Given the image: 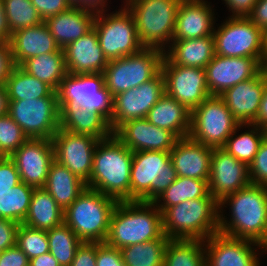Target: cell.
I'll use <instances>...</instances> for the list:
<instances>
[{
    "label": "cell",
    "mask_w": 267,
    "mask_h": 266,
    "mask_svg": "<svg viewBox=\"0 0 267 266\" xmlns=\"http://www.w3.org/2000/svg\"><path fill=\"white\" fill-rule=\"evenodd\" d=\"M212 152L213 148L189 136L179 138L170 151L177 176L209 181Z\"/></svg>",
    "instance_id": "23"
},
{
    "label": "cell",
    "mask_w": 267,
    "mask_h": 266,
    "mask_svg": "<svg viewBox=\"0 0 267 266\" xmlns=\"http://www.w3.org/2000/svg\"><path fill=\"white\" fill-rule=\"evenodd\" d=\"M80 105L90 112H99L108 121L111 120L113 114V97L87 98Z\"/></svg>",
    "instance_id": "49"
},
{
    "label": "cell",
    "mask_w": 267,
    "mask_h": 266,
    "mask_svg": "<svg viewBox=\"0 0 267 266\" xmlns=\"http://www.w3.org/2000/svg\"><path fill=\"white\" fill-rule=\"evenodd\" d=\"M11 35L3 0H0V42L9 43Z\"/></svg>",
    "instance_id": "55"
},
{
    "label": "cell",
    "mask_w": 267,
    "mask_h": 266,
    "mask_svg": "<svg viewBox=\"0 0 267 266\" xmlns=\"http://www.w3.org/2000/svg\"><path fill=\"white\" fill-rule=\"evenodd\" d=\"M165 93V78L160 72L155 78L138 87L113 96V114L109 121L111 130L114 132L131 119L146 118L149 110Z\"/></svg>",
    "instance_id": "14"
},
{
    "label": "cell",
    "mask_w": 267,
    "mask_h": 266,
    "mask_svg": "<svg viewBox=\"0 0 267 266\" xmlns=\"http://www.w3.org/2000/svg\"><path fill=\"white\" fill-rule=\"evenodd\" d=\"M176 178L170 152H133L130 201L155 202Z\"/></svg>",
    "instance_id": "7"
},
{
    "label": "cell",
    "mask_w": 267,
    "mask_h": 266,
    "mask_svg": "<svg viewBox=\"0 0 267 266\" xmlns=\"http://www.w3.org/2000/svg\"><path fill=\"white\" fill-rule=\"evenodd\" d=\"M257 244H258L257 248L262 249V251L265 250L263 252L267 251V225L262 239Z\"/></svg>",
    "instance_id": "60"
},
{
    "label": "cell",
    "mask_w": 267,
    "mask_h": 266,
    "mask_svg": "<svg viewBox=\"0 0 267 266\" xmlns=\"http://www.w3.org/2000/svg\"><path fill=\"white\" fill-rule=\"evenodd\" d=\"M0 266H29L27 255L17 246L0 252Z\"/></svg>",
    "instance_id": "51"
},
{
    "label": "cell",
    "mask_w": 267,
    "mask_h": 266,
    "mask_svg": "<svg viewBox=\"0 0 267 266\" xmlns=\"http://www.w3.org/2000/svg\"><path fill=\"white\" fill-rule=\"evenodd\" d=\"M9 112V97L5 85H0V117Z\"/></svg>",
    "instance_id": "59"
},
{
    "label": "cell",
    "mask_w": 267,
    "mask_h": 266,
    "mask_svg": "<svg viewBox=\"0 0 267 266\" xmlns=\"http://www.w3.org/2000/svg\"><path fill=\"white\" fill-rule=\"evenodd\" d=\"M156 239H168L163 231L162 213L154 202L118 201L110 218L105 243L121 249Z\"/></svg>",
    "instance_id": "1"
},
{
    "label": "cell",
    "mask_w": 267,
    "mask_h": 266,
    "mask_svg": "<svg viewBox=\"0 0 267 266\" xmlns=\"http://www.w3.org/2000/svg\"><path fill=\"white\" fill-rule=\"evenodd\" d=\"M210 194L220 202L251 184L249 167L222 148H213L209 177Z\"/></svg>",
    "instance_id": "17"
},
{
    "label": "cell",
    "mask_w": 267,
    "mask_h": 266,
    "mask_svg": "<svg viewBox=\"0 0 267 266\" xmlns=\"http://www.w3.org/2000/svg\"><path fill=\"white\" fill-rule=\"evenodd\" d=\"M70 266H96V242H82Z\"/></svg>",
    "instance_id": "50"
},
{
    "label": "cell",
    "mask_w": 267,
    "mask_h": 266,
    "mask_svg": "<svg viewBox=\"0 0 267 266\" xmlns=\"http://www.w3.org/2000/svg\"><path fill=\"white\" fill-rule=\"evenodd\" d=\"M106 15L105 10L98 11L93 27L107 61L134 55L144 49L133 15L126 6Z\"/></svg>",
    "instance_id": "9"
},
{
    "label": "cell",
    "mask_w": 267,
    "mask_h": 266,
    "mask_svg": "<svg viewBox=\"0 0 267 266\" xmlns=\"http://www.w3.org/2000/svg\"><path fill=\"white\" fill-rule=\"evenodd\" d=\"M21 182L19 172L10 157L0 159V194Z\"/></svg>",
    "instance_id": "45"
},
{
    "label": "cell",
    "mask_w": 267,
    "mask_h": 266,
    "mask_svg": "<svg viewBox=\"0 0 267 266\" xmlns=\"http://www.w3.org/2000/svg\"><path fill=\"white\" fill-rule=\"evenodd\" d=\"M15 65L20 66L25 60L41 54L56 52V44L45 22L12 33L9 41Z\"/></svg>",
    "instance_id": "26"
},
{
    "label": "cell",
    "mask_w": 267,
    "mask_h": 266,
    "mask_svg": "<svg viewBox=\"0 0 267 266\" xmlns=\"http://www.w3.org/2000/svg\"><path fill=\"white\" fill-rule=\"evenodd\" d=\"M29 266H61L58 260L50 253L36 256L29 260Z\"/></svg>",
    "instance_id": "58"
},
{
    "label": "cell",
    "mask_w": 267,
    "mask_h": 266,
    "mask_svg": "<svg viewBox=\"0 0 267 266\" xmlns=\"http://www.w3.org/2000/svg\"><path fill=\"white\" fill-rule=\"evenodd\" d=\"M263 68L267 70V32H265Z\"/></svg>",
    "instance_id": "61"
},
{
    "label": "cell",
    "mask_w": 267,
    "mask_h": 266,
    "mask_svg": "<svg viewBox=\"0 0 267 266\" xmlns=\"http://www.w3.org/2000/svg\"><path fill=\"white\" fill-rule=\"evenodd\" d=\"M117 203L116 199L87 187L64 210V223L82 242L104 243L111 214Z\"/></svg>",
    "instance_id": "5"
},
{
    "label": "cell",
    "mask_w": 267,
    "mask_h": 266,
    "mask_svg": "<svg viewBox=\"0 0 267 266\" xmlns=\"http://www.w3.org/2000/svg\"><path fill=\"white\" fill-rule=\"evenodd\" d=\"M255 246L251 240L215 233L204 241L205 266H259Z\"/></svg>",
    "instance_id": "19"
},
{
    "label": "cell",
    "mask_w": 267,
    "mask_h": 266,
    "mask_svg": "<svg viewBox=\"0 0 267 266\" xmlns=\"http://www.w3.org/2000/svg\"><path fill=\"white\" fill-rule=\"evenodd\" d=\"M96 266H125L120 249L96 242Z\"/></svg>",
    "instance_id": "46"
},
{
    "label": "cell",
    "mask_w": 267,
    "mask_h": 266,
    "mask_svg": "<svg viewBox=\"0 0 267 266\" xmlns=\"http://www.w3.org/2000/svg\"><path fill=\"white\" fill-rule=\"evenodd\" d=\"M229 17L214 28L215 54L254 58L263 67L265 33L248 17Z\"/></svg>",
    "instance_id": "10"
},
{
    "label": "cell",
    "mask_w": 267,
    "mask_h": 266,
    "mask_svg": "<svg viewBox=\"0 0 267 266\" xmlns=\"http://www.w3.org/2000/svg\"><path fill=\"white\" fill-rule=\"evenodd\" d=\"M266 87L267 70L263 68L255 77L239 82L220 97L240 124H252L258 115Z\"/></svg>",
    "instance_id": "21"
},
{
    "label": "cell",
    "mask_w": 267,
    "mask_h": 266,
    "mask_svg": "<svg viewBox=\"0 0 267 266\" xmlns=\"http://www.w3.org/2000/svg\"><path fill=\"white\" fill-rule=\"evenodd\" d=\"M72 6H79L84 8H89L96 12L104 11L107 5V0H68Z\"/></svg>",
    "instance_id": "57"
},
{
    "label": "cell",
    "mask_w": 267,
    "mask_h": 266,
    "mask_svg": "<svg viewBox=\"0 0 267 266\" xmlns=\"http://www.w3.org/2000/svg\"><path fill=\"white\" fill-rule=\"evenodd\" d=\"M113 134L132 152H170L179 139L174 133L153 125L146 118L126 121Z\"/></svg>",
    "instance_id": "20"
},
{
    "label": "cell",
    "mask_w": 267,
    "mask_h": 266,
    "mask_svg": "<svg viewBox=\"0 0 267 266\" xmlns=\"http://www.w3.org/2000/svg\"><path fill=\"white\" fill-rule=\"evenodd\" d=\"M170 239H156L120 249L125 266H163Z\"/></svg>",
    "instance_id": "38"
},
{
    "label": "cell",
    "mask_w": 267,
    "mask_h": 266,
    "mask_svg": "<svg viewBox=\"0 0 267 266\" xmlns=\"http://www.w3.org/2000/svg\"><path fill=\"white\" fill-rule=\"evenodd\" d=\"M34 188L20 182L9 191L0 194V219H10L23 224Z\"/></svg>",
    "instance_id": "39"
},
{
    "label": "cell",
    "mask_w": 267,
    "mask_h": 266,
    "mask_svg": "<svg viewBox=\"0 0 267 266\" xmlns=\"http://www.w3.org/2000/svg\"><path fill=\"white\" fill-rule=\"evenodd\" d=\"M63 223L64 210L44 188H34L23 224L48 231Z\"/></svg>",
    "instance_id": "32"
},
{
    "label": "cell",
    "mask_w": 267,
    "mask_h": 266,
    "mask_svg": "<svg viewBox=\"0 0 267 266\" xmlns=\"http://www.w3.org/2000/svg\"><path fill=\"white\" fill-rule=\"evenodd\" d=\"M164 55L179 66L205 67L215 56L213 35L184 40H172ZM169 49V50H168Z\"/></svg>",
    "instance_id": "28"
},
{
    "label": "cell",
    "mask_w": 267,
    "mask_h": 266,
    "mask_svg": "<svg viewBox=\"0 0 267 266\" xmlns=\"http://www.w3.org/2000/svg\"><path fill=\"white\" fill-rule=\"evenodd\" d=\"M198 198H214L210 194L208 180L177 176L176 180L154 203L159 211L163 213L168 207Z\"/></svg>",
    "instance_id": "34"
},
{
    "label": "cell",
    "mask_w": 267,
    "mask_h": 266,
    "mask_svg": "<svg viewBox=\"0 0 267 266\" xmlns=\"http://www.w3.org/2000/svg\"><path fill=\"white\" fill-rule=\"evenodd\" d=\"M20 67L28 74L49 85L56 92L68 74L62 48L56 52L29 58Z\"/></svg>",
    "instance_id": "33"
},
{
    "label": "cell",
    "mask_w": 267,
    "mask_h": 266,
    "mask_svg": "<svg viewBox=\"0 0 267 266\" xmlns=\"http://www.w3.org/2000/svg\"><path fill=\"white\" fill-rule=\"evenodd\" d=\"M60 128L75 134L104 140L113 135L109 121L99 112H90L77 104H58Z\"/></svg>",
    "instance_id": "27"
},
{
    "label": "cell",
    "mask_w": 267,
    "mask_h": 266,
    "mask_svg": "<svg viewBox=\"0 0 267 266\" xmlns=\"http://www.w3.org/2000/svg\"><path fill=\"white\" fill-rule=\"evenodd\" d=\"M252 124H255L267 130V87L262 96L258 115Z\"/></svg>",
    "instance_id": "56"
},
{
    "label": "cell",
    "mask_w": 267,
    "mask_h": 266,
    "mask_svg": "<svg viewBox=\"0 0 267 266\" xmlns=\"http://www.w3.org/2000/svg\"><path fill=\"white\" fill-rule=\"evenodd\" d=\"M166 94L191 112L211 96L205 69L174 65L165 55L161 64Z\"/></svg>",
    "instance_id": "13"
},
{
    "label": "cell",
    "mask_w": 267,
    "mask_h": 266,
    "mask_svg": "<svg viewBox=\"0 0 267 266\" xmlns=\"http://www.w3.org/2000/svg\"><path fill=\"white\" fill-rule=\"evenodd\" d=\"M11 33L43 22L31 0H3Z\"/></svg>",
    "instance_id": "41"
},
{
    "label": "cell",
    "mask_w": 267,
    "mask_h": 266,
    "mask_svg": "<svg viewBox=\"0 0 267 266\" xmlns=\"http://www.w3.org/2000/svg\"><path fill=\"white\" fill-rule=\"evenodd\" d=\"M262 69L254 58L215 54L205 67L207 87L211 96H220L239 82L255 77Z\"/></svg>",
    "instance_id": "18"
},
{
    "label": "cell",
    "mask_w": 267,
    "mask_h": 266,
    "mask_svg": "<svg viewBox=\"0 0 267 266\" xmlns=\"http://www.w3.org/2000/svg\"><path fill=\"white\" fill-rule=\"evenodd\" d=\"M132 13L139 40L144 48L166 51L173 40L182 0H125Z\"/></svg>",
    "instance_id": "6"
},
{
    "label": "cell",
    "mask_w": 267,
    "mask_h": 266,
    "mask_svg": "<svg viewBox=\"0 0 267 266\" xmlns=\"http://www.w3.org/2000/svg\"><path fill=\"white\" fill-rule=\"evenodd\" d=\"M205 0H182L177 12L173 40L201 38L213 35V7ZM212 7V8H211Z\"/></svg>",
    "instance_id": "24"
},
{
    "label": "cell",
    "mask_w": 267,
    "mask_h": 266,
    "mask_svg": "<svg viewBox=\"0 0 267 266\" xmlns=\"http://www.w3.org/2000/svg\"><path fill=\"white\" fill-rule=\"evenodd\" d=\"M31 3L43 21L72 7L68 0H31Z\"/></svg>",
    "instance_id": "47"
},
{
    "label": "cell",
    "mask_w": 267,
    "mask_h": 266,
    "mask_svg": "<svg viewBox=\"0 0 267 266\" xmlns=\"http://www.w3.org/2000/svg\"><path fill=\"white\" fill-rule=\"evenodd\" d=\"M63 52L67 73L71 75L103 74L108 64L94 27L81 38L66 45Z\"/></svg>",
    "instance_id": "22"
},
{
    "label": "cell",
    "mask_w": 267,
    "mask_h": 266,
    "mask_svg": "<svg viewBox=\"0 0 267 266\" xmlns=\"http://www.w3.org/2000/svg\"><path fill=\"white\" fill-rule=\"evenodd\" d=\"M9 101L58 97L49 85L28 74L20 66H15L6 81Z\"/></svg>",
    "instance_id": "35"
},
{
    "label": "cell",
    "mask_w": 267,
    "mask_h": 266,
    "mask_svg": "<svg viewBox=\"0 0 267 266\" xmlns=\"http://www.w3.org/2000/svg\"><path fill=\"white\" fill-rule=\"evenodd\" d=\"M5 157H7V156L0 149V158L2 159V158H5Z\"/></svg>",
    "instance_id": "62"
},
{
    "label": "cell",
    "mask_w": 267,
    "mask_h": 266,
    "mask_svg": "<svg viewBox=\"0 0 267 266\" xmlns=\"http://www.w3.org/2000/svg\"><path fill=\"white\" fill-rule=\"evenodd\" d=\"M16 245L27 255L28 259L49 252L47 232L20 224L16 235Z\"/></svg>",
    "instance_id": "42"
},
{
    "label": "cell",
    "mask_w": 267,
    "mask_h": 266,
    "mask_svg": "<svg viewBox=\"0 0 267 266\" xmlns=\"http://www.w3.org/2000/svg\"><path fill=\"white\" fill-rule=\"evenodd\" d=\"M46 232L49 252L61 266H70L82 241L65 223Z\"/></svg>",
    "instance_id": "40"
},
{
    "label": "cell",
    "mask_w": 267,
    "mask_h": 266,
    "mask_svg": "<svg viewBox=\"0 0 267 266\" xmlns=\"http://www.w3.org/2000/svg\"><path fill=\"white\" fill-rule=\"evenodd\" d=\"M163 266H205L204 240L170 239Z\"/></svg>",
    "instance_id": "37"
},
{
    "label": "cell",
    "mask_w": 267,
    "mask_h": 266,
    "mask_svg": "<svg viewBox=\"0 0 267 266\" xmlns=\"http://www.w3.org/2000/svg\"><path fill=\"white\" fill-rule=\"evenodd\" d=\"M54 159L86 184L91 176L94 151L99 139L59 128L52 138Z\"/></svg>",
    "instance_id": "15"
},
{
    "label": "cell",
    "mask_w": 267,
    "mask_h": 266,
    "mask_svg": "<svg viewBox=\"0 0 267 266\" xmlns=\"http://www.w3.org/2000/svg\"><path fill=\"white\" fill-rule=\"evenodd\" d=\"M240 123L220 96H210L191 112L189 137L211 148H222Z\"/></svg>",
    "instance_id": "11"
},
{
    "label": "cell",
    "mask_w": 267,
    "mask_h": 266,
    "mask_svg": "<svg viewBox=\"0 0 267 266\" xmlns=\"http://www.w3.org/2000/svg\"><path fill=\"white\" fill-rule=\"evenodd\" d=\"M96 14V11L89 8L72 6L67 11L47 18L44 22L56 44L63 49L93 28Z\"/></svg>",
    "instance_id": "25"
},
{
    "label": "cell",
    "mask_w": 267,
    "mask_h": 266,
    "mask_svg": "<svg viewBox=\"0 0 267 266\" xmlns=\"http://www.w3.org/2000/svg\"><path fill=\"white\" fill-rule=\"evenodd\" d=\"M8 115L28 139H50L60 128L58 97L9 101Z\"/></svg>",
    "instance_id": "12"
},
{
    "label": "cell",
    "mask_w": 267,
    "mask_h": 266,
    "mask_svg": "<svg viewBox=\"0 0 267 266\" xmlns=\"http://www.w3.org/2000/svg\"><path fill=\"white\" fill-rule=\"evenodd\" d=\"M133 152L114 134L99 140L86 186L117 201H130V176Z\"/></svg>",
    "instance_id": "3"
},
{
    "label": "cell",
    "mask_w": 267,
    "mask_h": 266,
    "mask_svg": "<svg viewBox=\"0 0 267 266\" xmlns=\"http://www.w3.org/2000/svg\"><path fill=\"white\" fill-rule=\"evenodd\" d=\"M169 239L206 240L219 232V202L215 198L186 200L162 213Z\"/></svg>",
    "instance_id": "4"
},
{
    "label": "cell",
    "mask_w": 267,
    "mask_h": 266,
    "mask_svg": "<svg viewBox=\"0 0 267 266\" xmlns=\"http://www.w3.org/2000/svg\"><path fill=\"white\" fill-rule=\"evenodd\" d=\"M15 66L10 44L0 42V85L6 84Z\"/></svg>",
    "instance_id": "52"
},
{
    "label": "cell",
    "mask_w": 267,
    "mask_h": 266,
    "mask_svg": "<svg viewBox=\"0 0 267 266\" xmlns=\"http://www.w3.org/2000/svg\"><path fill=\"white\" fill-rule=\"evenodd\" d=\"M225 204L231 206L229 221L221 214L223 206L227 207ZM266 225V186L250 184L219 202V232L224 235L258 243L264 235Z\"/></svg>",
    "instance_id": "2"
},
{
    "label": "cell",
    "mask_w": 267,
    "mask_h": 266,
    "mask_svg": "<svg viewBox=\"0 0 267 266\" xmlns=\"http://www.w3.org/2000/svg\"><path fill=\"white\" fill-rule=\"evenodd\" d=\"M58 104L80 105L87 98L113 97L106 89L102 73L67 74L57 91Z\"/></svg>",
    "instance_id": "29"
},
{
    "label": "cell",
    "mask_w": 267,
    "mask_h": 266,
    "mask_svg": "<svg viewBox=\"0 0 267 266\" xmlns=\"http://www.w3.org/2000/svg\"><path fill=\"white\" fill-rule=\"evenodd\" d=\"M146 119L161 129L169 130L178 138L189 136L191 111L166 93L149 110Z\"/></svg>",
    "instance_id": "30"
},
{
    "label": "cell",
    "mask_w": 267,
    "mask_h": 266,
    "mask_svg": "<svg viewBox=\"0 0 267 266\" xmlns=\"http://www.w3.org/2000/svg\"><path fill=\"white\" fill-rule=\"evenodd\" d=\"M10 158L22 182L33 188H43L50 165L55 160L53 142L50 139H28Z\"/></svg>",
    "instance_id": "16"
},
{
    "label": "cell",
    "mask_w": 267,
    "mask_h": 266,
    "mask_svg": "<svg viewBox=\"0 0 267 266\" xmlns=\"http://www.w3.org/2000/svg\"><path fill=\"white\" fill-rule=\"evenodd\" d=\"M232 12V17H247L257 0H223Z\"/></svg>",
    "instance_id": "54"
},
{
    "label": "cell",
    "mask_w": 267,
    "mask_h": 266,
    "mask_svg": "<svg viewBox=\"0 0 267 266\" xmlns=\"http://www.w3.org/2000/svg\"><path fill=\"white\" fill-rule=\"evenodd\" d=\"M249 167L251 184L267 187V135L263 138Z\"/></svg>",
    "instance_id": "44"
},
{
    "label": "cell",
    "mask_w": 267,
    "mask_h": 266,
    "mask_svg": "<svg viewBox=\"0 0 267 266\" xmlns=\"http://www.w3.org/2000/svg\"><path fill=\"white\" fill-rule=\"evenodd\" d=\"M43 188L65 210L87 186L85 182L70 172L67 167L54 160L50 165L47 182Z\"/></svg>",
    "instance_id": "31"
},
{
    "label": "cell",
    "mask_w": 267,
    "mask_h": 266,
    "mask_svg": "<svg viewBox=\"0 0 267 266\" xmlns=\"http://www.w3.org/2000/svg\"><path fill=\"white\" fill-rule=\"evenodd\" d=\"M243 126L252 127L246 132L237 134ZM267 135V130L255 124H239L231 136L226 140L222 147L227 153L231 154L238 161L249 166L258 152L261 141Z\"/></svg>",
    "instance_id": "36"
},
{
    "label": "cell",
    "mask_w": 267,
    "mask_h": 266,
    "mask_svg": "<svg viewBox=\"0 0 267 266\" xmlns=\"http://www.w3.org/2000/svg\"><path fill=\"white\" fill-rule=\"evenodd\" d=\"M164 52L157 48H144L134 55L108 61L104 69L106 89L115 96L138 87L161 72Z\"/></svg>",
    "instance_id": "8"
},
{
    "label": "cell",
    "mask_w": 267,
    "mask_h": 266,
    "mask_svg": "<svg viewBox=\"0 0 267 266\" xmlns=\"http://www.w3.org/2000/svg\"><path fill=\"white\" fill-rule=\"evenodd\" d=\"M19 225V223L10 219H0V252L16 245Z\"/></svg>",
    "instance_id": "48"
},
{
    "label": "cell",
    "mask_w": 267,
    "mask_h": 266,
    "mask_svg": "<svg viewBox=\"0 0 267 266\" xmlns=\"http://www.w3.org/2000/svg\"><path fill=\"white\" fill-rule=\"evenodd\" d=\"M247 17L264 33L267 32V0H257Z\"/></svg>",
    "instance_id": "53"
},
{
    "label": "cell",
    "mask_w": 267,
    "mask_h": 266,
    "mask_svg": "<svg viewBox=\"0 0 267 266\" xmlns=\"http://www.w3.org/2000/svg\"><path fill=\"white\" fill-rule=\"evenodd\" d=\"M27 140L22 128L8 114L0 117V149L7 157Z\"/></svg>",
    "instance_id": "43"
}]
</instances>
